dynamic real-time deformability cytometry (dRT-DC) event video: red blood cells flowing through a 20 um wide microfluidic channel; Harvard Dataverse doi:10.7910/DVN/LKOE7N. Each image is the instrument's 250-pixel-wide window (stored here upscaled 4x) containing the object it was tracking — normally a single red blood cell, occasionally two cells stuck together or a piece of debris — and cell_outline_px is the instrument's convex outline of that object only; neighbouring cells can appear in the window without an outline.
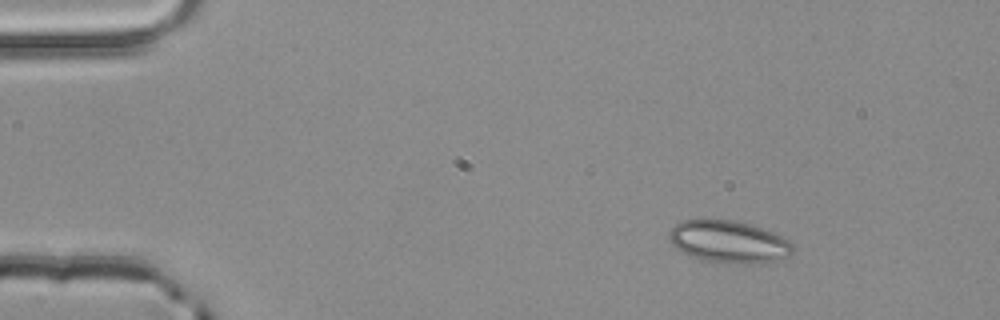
{"species": "common noctule bat (a hibernating species)", "species_latin": "Nyctalus noctula", "temperature_condition": "room temperature", "stored_images_in_passage": 2, "camera_frame_rate_fps": 3000, "um_per_image_px": 0.085, "animal": {"sex": "male", "body_mass_g": 20.4}, "frame": {"image": 1, "passage_image": 1, "time_ms": 0.0, "image_size_px": [1000, 320], "cell_outline_px": [[792, 252], [788, 256], [780, 260], [756, 264], [728, 264], [704, 260], [692, 256], [676, 248], [672, 244], [668, 236], [668, 232], [680, 220], [704, 216], [732, 220], [748, 224], [772, 232], [788, 240], [792, 244]], "centroid_in_image_um": [61.89, 20.52], "position_along_channel_um": 23.1, "area_um2": 31.1}}